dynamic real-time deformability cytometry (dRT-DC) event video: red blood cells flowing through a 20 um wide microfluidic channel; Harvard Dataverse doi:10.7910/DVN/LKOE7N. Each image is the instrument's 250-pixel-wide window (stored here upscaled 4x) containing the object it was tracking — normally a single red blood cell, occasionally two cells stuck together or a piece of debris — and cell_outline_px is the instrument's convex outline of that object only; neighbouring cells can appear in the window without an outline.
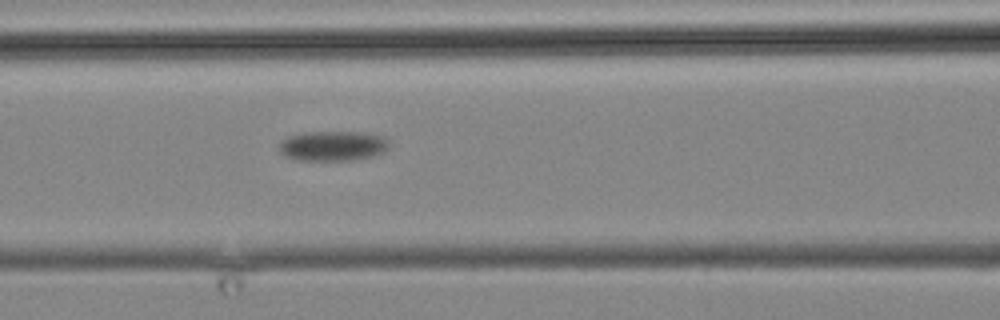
{"species": "common noctule bat (a hibernating species)", "species_latin": "Nyctalus noctula", "temperature_condition": "cold", "stored_images_in_passage": 5, "camera_frame_rate_fps": 3000, "um_per_image_px": 0.085, "animal": {"sex": "male", "body_mass_g": 19.2, "forearm_length_mm": 51.8}, "frame": {"image": 1, "passage_image": 5, "time_ms": 4.667, "image_size_px": [1000, 320], "cell_outline_px": [[388, 148], [384, 152], [372, 156], [352, 160], [296, 160], [284, 156], [280, 152], [280, 140], [288, 136], [304, 132], [368, 132], [384, 136], [388, 140]], "centroid_in_image_um": [28.29, 12.39], "position_along_channel_um": 138.3, "area_um2": 19.42}}